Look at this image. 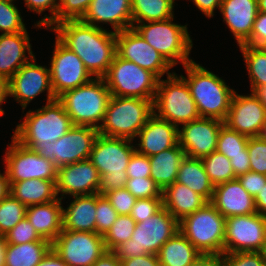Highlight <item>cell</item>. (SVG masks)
Segmentation results:
<instances>
[{
    "instance_id": "cell-1",
    "label": "cell",
    "mask_w": 266,
    "mask_h": 266,
    "mask_svg": "<svg viewBox=\"0 0 266 266\" xmlns=\"http://www.w3.org/2000/svg\"><path fill=\"white\" fill-rule=\"evenodd\" d=\"M56 38L83 62L94 78H102L116 55V32L83 23L66 20L50 27Z\"/></svg>"
},
{
    "instance_id": "cell-2",
    "label": "cell",
    "mask_w": 266,
    "mask_h": 266,
    "mask_svg": "<svg viewBox=\"0 0 266 266\" xmlns=\"http://www.w3.org/2000/svg\"><path fill=\"white\" fill-rule=\"evenodd\" d=\"M74 125L56 98L37 110H29L25 119L17 124L12 137L22 146L36 150L65 135Z\"/></svg>"
},
{
    "instance_id": "cell-3",
    "label": "cell",
    "mask_w": 266,
    "mask_h": 266,
    "mask_svg": "<svg viewBox=\"0 0 266 266\" xmlns=\"http://www.w3.org/2000/svg\"><path fill=\"white\" fill-rule=\"evenodd\" d=\"M184 68L188 78L180 76L189 86L200 117L225 121L235 90L195 61L185 64Z\"/></svg>"
},
{
    "instance_id": "cell-4",
    "label": "cell",
    "mask_w": 266,
    "mask_h": 266,
    "mask_svg": "<svg viewBox=\"0 0 266 266\" xmlns=\"http://www.w3.org/2000/svg\"><path fill=\"white\" fill-rule=\"evenodd\" d=\"M132 140L98 135L89 156L100 174L99 193L123 188L128 180L126 169L136 147Z\"/></svg>"
},
{
    "instance_id": "cell-5",
    "label": "cell",
    "mask_w": 266,
    "mask_h": 266,
    "mask_svg": "<svg viewBox=\"0 0 266 266\" xmlns=\"http://www.w3.org/2000/svg\"><path fill=\"white\" fill-rule=\"evenodd\" d=\"M111 92L103 78H93L90 82L68 90L57 99L63 104L72 124L88 126L97 130L102 124Z\"/></svg>"
},
{
    "instance_id": "cell-6",
    "label": "cell",
    "mask_w": 266,
    "mask_h": 266,
    "mask_svg": "<svg viewBox=\"0 0 266 266\" xmlns=\"http://www.w3.org/2000/svg\"><path fill=\"white\" fill-rule=\"evenodd\" d=\"M153 102L142 98L111 96L98 129L99 134L133 141L154 114Z\"/></svg>"
},
{
    "instance_id": "cell-7",
    "label": "cell",
    "mask_w": 266,
    "mask_h": 266,
    "mask_svg": "<svg viewBox=\"0 0 266 266\" xmlns=\"http://www.w3.org/2000/svg\"><path fill=\"white\" fill-rule=\"evenodd\" d=\"M177 231L179 222L162 207L149 219L136 223L131 239L119 244L112 252L120 260L146 254L157 255L163 244Z\"/></svg>"
},
{
    "instance_id": "cell-8",
    "label": "cell",
    "mask_w": 266,
    "mask_h": 266,
    "mask_svg": "<svg viewBox=\"0 0 266 266\" xmlns=\"http://www.w3.org/2000/svg\"><path fill=\"white\" fill-rule=\"evenodd\" d=\"M174 16L161 21L134 24L137 33L174 67L192 62L189 57L193 47L187 25L173 23Z\"/></svg>"
},
{
    "instance_id": "cell-9",
    "label": "cell",
    "mask_w": 266,
    "mask_h": 266,
    "mask_svg": "<svg viewBox=\"0 0 266 266\" xmlns=\"http://www.w3.org/2000/svg\"><path fill=\"white\" fill-rule=\"evenodd\" d=\"M226 218L210 203L179 221V231L203 255L224 254Z\"/></svg>"
},
{
    "instance_id": "cell-10",
    "label": "cell",
    "mask_w": 266,
    "mask_h": 266,
    "mask_svg": "<svg viewBox=\"0 0 266 266\" xmlns=\"http://www.w3.org/2000/svg\"><path fill=\"white\" fill-rule=\"evenodd\" d=\"M153 110L158 118L178 128L180 124L200 118L188 84L174 72L166 80L159 79Z\"/></svg>"
},
{
    "instance_id": "cell-11",
    "label": "cell",
    "mask_w": 266,
    "mask_h": 266,
    "mask_svg": "<svg viewBox=\"0 0 266 266\" xmlns=\"http://www.w3.org/2000/svg\"><path fill=\"white\" fill-rule=\"evenodd\" d=\"M111 96L154 100L159 78L149 70L115 55L102 77Z\"/></svg>"
},
{
    "instance_id": "cell-12",
    "label": "cell",
    "mask_w": 266,
    "mask_h": 266,
    "mask_svg": "<svg viewBox=\"0 0 266 266\" xmlns=\"http://www.w3.org/2000/svg\"><path fill=\"white\" fill-rule=\"evenodd\" d=\"M99 135L96 128L74 125L65 135L35 151L59 168L89 159L94 142Z\"/></svg>"
},
{
    "instance_id": "cell-13",
    "label": "cell",
    "mask_w": 266,
    "mask_h": 266,
    "mask_svg": "<svg viewBox=\"0 0 266 266\" xmlns=\"http://www.w3.org/2000/svg\"><path fill=\"white\" fill-rule=\"evenodd\" d=\"M4 162L10 182L30 179L57 180L56 164L39 155L35 150L22 146L12 137Z\"/></svg>"
},
{
    "instance_id": "cell-14",
    "label": "cell",
    "mask_w": 266,
    "mask_h": 266,
    "mask_svg": "<svg viewBox=\"0 0 266 266\" xmlns=\"http://www.w3.org/2000/svg\"><path fill=\"white\" fill-rule=\"evenodd\" d=\"M52 248L68 266H92L107 251L102 235L68 230H62Z\"/></svg>"
},
{
    "instance_id": "cell-15",
    "label": "cell",
    "mask_w": 266,
    "mask_h": 266,
    "mask_svg": "<svg viewBox=\"0 0 266 266\" xmlns=\"http://www.w3.org/2000/svg\"><path fill=\"white\" fill-rule=\"evenodd\" d=\"M266 241V216L259 213L226 218L224 253L258 252Z\"/></svg>"
},
{
    "instance_id": "cell-16",
    "label": "cell",
    "mask_w": 266,
    "mask_h": 266,
    "mask_svg": "<svg viewBox=\"0 0 266 266\" xmlns=\"http://www.w3.org/2000/svg\"><path fill=\"white\" fill-rule=\"evenodd\" d=\"M50 64L51 87L56 98L68 90L90 82L94 77L82 60L57 38Z\"/></svg>"
},
{
    "instance_id": "cell-17",
    "label": "cell",
    "mask_w": 266,
    "mask_h": 266,
    "mask_svg": "<svg viewBox=\"0 0 266 266\" xmlns=\"http://www.w3.org/2000/svg\"><path fill=\"white\" fill-rule=\"evenodd\" d=\"M116 55L149 70L159 79L165 73L173 74L169 72L172 66L134 28L116 32Z\"/></svg>"
},
{
    "instance_id": "cell-18",
    "label": "cell",
    "mask_w": 266,
    "mask_h": 266,
    "mask_svg": "<svg viewBox=\"0 0 266 266\" xmlns=\"http://www.w3.org/2000/svg\"><path fill=\"white\" fill-rule=\"evenodd\" d=\"M35 60V56L30 57V60L9 79V96L15 98L23 112L27 105L45 90L47 102L56 99L51 87L49 68L36 64Z\"/></svg>"
},
{
    "instance_id": "cell-19",
    "label": "cell",
    "mask_w": 266,
    "mask_h": 266,
    "mask_svg": "<svg viewBox=\"0 0 266 266\" xmlns=\"http://www.w3.org/2000/svg\"><path fill=\"white\" fill-rule=\"evenodd\" d=\"M224 121L200 117L178 128V144L187 157L202 158L216 151L218 135Z\"/></svg>"
},
{
    "instance_id": "cell-20",
    "label": "cell",
    "mask_w": 266,
    "mask_h": 266,
    "mask_svg": "<svg viewBox=\"0 0 266 266\" xmlns=\"http://www.w3.org/2000/svg\"><path fill=\"white\" fill-rule=\"evenodd\" d=\"M266 122V109L251 92L234 93L224 124L248 137H259Z\"/></svg>"
},
{
    "instance_id": "cell-21",
    "label": "cell",
    "mask_w": 266,
    "mask_h": 266,
    "mask_svg": "<svg viewBox=\"0 0 266 266\" xmlns=\"http://www.w3.org/2000/svg\"><path fill=\"white\" fill-rule=\"evenodd\" d=\"M100 174L89 159L58 168L56 191L62 200L65 196H82L99 193Z\"/></svg>"
},
{
    "instance_id": "cell-22",
    "label": "cell",
    "mask_w": 266,
    "mask_h": 266,
    "mask_svg": "<svg viewBox=\"0 0 266 266\" xmlns=\"http://www.w3.org/2000/svg\"><path fill=\"white\" fill-rule=\"evenodd\" d=\"M210 203L225 218L257 212L255 199L237 178L214 186Z\"/></svg>"
},
{
    "instance_id": "cell-23",
    "label": "cell",
    "mask_w": 266,
    "mask_h": 266,
    "mask_svg": "<svg viewBox=\"0 0 266 266\" xmlns=\"http://www.w3.org/2000/svg\"><path fill=\"white\" fill-rule=\"evenodd\" d=\"M81 21L95 27L110 23L114 32L133 28L131 0H93Z\"/></svg>"
},
{
    "instance_id": "cell-24",
    "label": "cell",
    "mask_w": 266,
    "mask_h": 266,
    "mask_svg": "<svg viewBox=\"0 0 266 266\" xmlns=\"http://www.w3.org/2000/svg\"><path fill=\"white\" fill-rule=\"evenodd\" d=\"M140 139L136 144L139 154L151 157L178 144V127L169 121L162 120L153 114L146 125L139 131Z\"/></svg>"
},
{
    "instance_id": "cell-25",
    "label": "cell",
    "mask_w": 266,
    "mask_h": 266,
    "mask_svg": "<svg viewBox=\"0 0 266 266\" xmlns=\"http://www.w3.org/2000/svg\"><path fill=\"white\" fill-rule=\"evenodd\" d=\"M219 10L238 46L243 45L251 36L258 14L257 0H222Z\"/></svg>"
},
{
    "instance_id": "cell-26",
    "label": "cell",
    "mask_w": 266,
    "mask_h": 266,
    "mask_svg": "<svg viewBox=\"0 0 266 266\" xmlns=\"http://www.w3.org/2000/svg\"><path fill=\"white\" fill-rule=\"evenodd\" d=\"M34 54L27 31L0 34V76L10 79Z\"/></svg>"
},
{
    "instance_id": "cell-27",
    "label": "cell",
    "mask_w": 266,
    "mask_h": 266,
    "mask_svg": "<svg viewBox=\"0 0 266 266\" xmlns=\"http://www.w3.org/2000/svg\"><path fill=\"white\" fill-rule=\"evenodd\" d=\"M62 200L50 201L27 207L26 218L42 239L53 243L62 232Z\"/></svg>"
},
{
    "instance_id": "cell-28",
    "label": "cell",
    "mask_w": 266,
    "mask_h": 266,
    "mask_svg": "<svg viewBox=\"0 0 266 266\" xmlns=\"http://www.w3.org/2000/svg\"><path fill=\"white\" fill-rule=\"evenodd\" d=\"M163 207L179 222L202 208L208 201L187 186L174 182L162 191Z\"/></svg>"
},
{
    "instance_id": "cell-29",
    "label": "cell",
    "mask_w": 266,
    "mask_h": 266,
    "mask_svg": "<svg viewBox=\"0 0 266 266\" xmlns=\"http://www.w3.org/2000/svg\"><path fill=\"white\" fill-rule=\"evenodd\" d=\"M67 208H63L62 230L96 232V193L73 196Z\"/></svg>"
},
{
    "instance_id": "cell-30",
    "label": "cell",
    "mask_w": 266,
    "mask_h": 266,
    "mask_svg": "<svg viewBox=\"0 0 266 266\" xmlns=\"http://www.w3.org/2000/svg\"><path fill=\"white\" fill-rule=\"evenodd\" d=\"M185 157V151L179 144L149 157L151 165L150 178L162 191L176 181L178 169Z\"/></svg>"
},
{
    "instance_id": "cell-31",
    "label": "cell",
    "mask_w": 266,
    "mask_h": 266,
    "mask_svg": "<svg viewBox=\"0 0 266 266\" xmlns=\"http://www.w3.org/2000/svg\"><path fill=\"white\" fill-rule=\"evenodd\" d=\"M10 195L28 206L57 200L56 181L30 179L10 182Z\"/></svg>"
},
{
    "instance_id": "cell-32",
    "label": "cell",
    "mask_w": 266,
    "mask_h": 266,
    "mask_svg": "<svg viewBox=\"0 0 266 266\" xmlns=\"http://www.w3.org/2000/svg\"><path fill=\"white\" fill-rule=\"evenodd\" d=\"M211 201L214 185L211 183L201 158L185 157L181 162L176 181Z\"/></svg>"
},
{
    "instance_id": "cell-33",
    "label": "cell",
    "mask_w": 266,
    "mask_h": 266,
    "mask_svg": "<svg viewBox=\"0 0 266 266\" xmlns=\"http://www.w3.org/2000/svg\"><path fill=\"white\" fill-rule=\"evenodd\" d=\"M200 255L180 231L166 241L157 253L161 266H189Z\"/></svg>"
},
{
    "instance_id": "cell-34",
    "label": "cell",
    "mask_w": 266,
    "mask_h": 266,
    "mask_svg": "<svg viewBox=\"0 0 266 266\" xmlns=\"http://www.w3.org/2000/svg\"><path fill=\"white\" fill-rule=\"evenodd\" d=\"M51 248L49 241L6 244L4 266H36Z\"/></svg>"
},
{
    "instance_id": "cell-35",
    "label": "cell",
    "mask_w": 266,
    "mask_h": 266,
    "mask_svg": "<svg viewBox=\"0 0 266 266\" xmlns=\"http://www.w3.org/2000/svg\"><path fill=\"white\" fill-rule=\"evenodd\" d=\"M175 0H131L132 25L166 20L174 15Z\"/></svg>"
},
{
    "instance_id": "cell-36",
    "label": "cell",
    "mask_w": 266,
    "mask_h": 266,
    "mask_svg": "<svg viewBox=\"0 0 266 266\" xmlns=\"http://www.w3.org/2000/svg\"><path fill=\"white\" fill-rule=\"evenodd\" d=\"M250 78L251 91L266 85V48L250 45L239 46Z\"/></svg>"
},
{
    "instance_id": "cell-37",
    "label": "cell",
    "mask_w": 266,
    "mask_h": 266,
    "mask_svg": "<svg viewBox=\"0 0 266 266\" xmlns=\"http://www.w3.org/2000/svg\"><path fill=\"white\" fill-rule=\"evenodd\" d=\"M201 160L205 171L214 186L237 178L231 166L230 159L224 154L214 151L211 154L202 157Z\"/></svg>"
},
{
    "instance_id": "cell-38",
    "label": "cell",
    "mask_w": 266,
    "mask_h": 266,
    "mask_svg": "<svg viewBox=\"0 0 266 266\" xmlns=\"http://www.w3.org/2000/svg\"><path fill=\"white\" fill-rule=\"evenodd\" d=\"M248 140V136L223 124L218 135L216 151L224 154L228 159L237 155H249L247 151Z\"/></svg>"
},
{
    "instance_id": "cell-39",
    "label": "cell",
    "mask_w": 266,
    "mask_h": 266,
    "mask_svg": "<svg viewBox=\"0 0 266 266\" xmlns=\"http://www.w3.org/2000/svg\"><path fill=\"white\" fill-rule=\"evenodd\" d=\"M27 206L12 195L0 201V235L5 236L18 222L26 217Z\"/></svg>"
},
{
    "instance_id": "cell-40",
    "label": "cell",
    "mask_w": 266,
    "mask_h": 266,
    "mask_svg": "<svg viewBox=\"0 0 266 266\" xmlns=\"http://www.w3.org/2000/svg\"><path fill=\"white\" fill-rule=\"evenodd\" d=\"M136 221L130 215H118L113 225L103 236L107 251L131 239Z\"/></svg>"
},
{
    "instance_id": "cell-41",
    "label": "cell",
    "mask_w": 266,
    "mask_h": 266,
    "mask_svg": "<svg viewBox=\"0 0 266 266\" xmlns=\"http://www.w3.org/2000/svg\"><path fill=\"white\" fill-rule=\"evenodd\" d=\"M14 3V0H0L1 34H13L27 31L21 14Z\"/></svg>"
},
{
    "instance_id": "cell-42",
    "label": "cell",
    "mask_w": 266,
    "mask_h": 266,
    "mask_svg": "<svg viewBox=\"0 0 266 266\" xmlns=\"http://www.w3.org/2000/svg\"><path fill=\"white\" fill-rule=\"evenodd\" d=\"M117 217L118 213L112 207L105 195L96 193V233L104 236Z\"/></svg>"
},
{
    "instance_id": "cell-43",
    "label": "cell",
    "mask_w": 266,
    "mask_h": 266,
    "mask_svg": "<svg viewBox=\"0 0 266 266\" xmlns=\"http://www.w3.org/2000/svg\"><path fill=\"white\" fill-rule=\"evenodd\" d=\"M125 188L136 198H162V190L150 178H128Z\"/></svg>"
},
{
    "instance_id": "cell-44",
    "label": "cell",
    "mask_w": 266,
    "mask_h": 266,
    "mask_svg": "<svg viewBox=\"0 0 266 266\" xmlns=\"http://www.w3.org/2000/svg\"><path fill=\"white\" fill-rule=\"evenodd\" d=\"M93 0H59L55 24L66 20H81Z\"/></svg>"
},
{
    "instance_id": "cell-45",
    "label": "cell",
    "mask_w": 266,
    "mask_h": 266,
    "mask_svg": "<svg viewBox=\"0 0 266 266\" xmlns=\"http://www.w3.org/2000/svg\"><path fill=\"white\" fill-rule=\"evenodd\" d=\"M247 151L250 158V171L266 175V140L249 137Z\"/></svg>"
},
{
    "instance_id": "cell-46",
    "label": "cell",
    "mask_w": 266,
    "mask_h": 266,
    "mask_svg": "<svg viewBox=\"0 0 266 266\" xmlns=\"http://www.w3.org/2000/svg\"><path fill=\"white\" fill-rule=\"evenodd\" d=\"M6 244H22L32 241H48L42 239L32 226L30 221L25 217L18 222L6 235Z\"/></svg>"
},
{
    "instance_id": "cell-47",
    "label": "cell",
    "mask_w": 266,
    "mask_h": 266,
    "mask_svg": "<svg viewBox=\"0 0 266 266\" xmlns=\"http://www.w3.org/2000/svg\"><path fill=\"white\" fill-rule=\"evenodd\" d=\"M25 6L32 10L33 12H36L37 14H42L46 9L51 13V16L45 15L44 18L39 20L35 25V27H47V29H50V26H54L55 24V18L57 17V9L59 2L58 0H24Z\"/></svg>"
},
{
    "instance_id": "cell-48",
    "label": "cell",
    "mask_w": 266,
    "mask_h": 266,
    "mask_svg": "<svg viewBox=\"0 0 266 266\" xmlns=\"http://www.w3.org/2000/svg\"><path fill=\"white\" fill-rule=\"evenodd\" d=\"M220 266H266L259 252H232L220 256Z\"/></svg>"
},
{
    "instance_id": "cell-49",
    "label": "cell",
    "mask_w": 266,
    "mask_h": 266,
    "mask_svg": "<svg viewBox=\"0 0 266 266\" xmlns=\"http://www.w3.org/2000/svg\"><path fill=\"white\" fill-rule=\"evenodd\" d=\"M104 195L118 215H130L137 200L125 187L108 191Z\"/></svg>"
},
{
    "instance_id": "cell-50",
    "label": "cell",
    "mask_w": 266,
    "mask_h": 266,
    "mask_svg": "<svg viewBox=\"0 0 266 266\" xmlns=\"http://www.w3.org/2000/svg\"><path fill=\"white\" fill-rule=\"evenodd\" d=\"M163 207L162 198L137 199L130 216L136 223L143 222L157 213Z\"/></svg>"
},
{
    "instance_id": "cell-51",
    "label": "cell",
    "mask_w": 266,
    "mask_h": 266,
    "mask_svg": "<svg viewBox=\"0 0 266 266\" xmlns=\"http://www.w3.org/2000/svg\"><path fill=\"white\" fill-rule=\"evenodd\" d=\"M128 178H146L151 176L149 157L139 154L137 151L131 156L126 169Z\"/></svg>"
},
{
    "instance_id": "cell-52",
    "label": "cell",
    "mask_w": 266,
    "mask_h": 266,
    "mask_svg": "<svg viewBox=\"0 0 266 266\" xmlns=\"http://www.w3.org/2000/svg\"><path fill=\"white\" fill-rule=\"evenodd\" d=\"M243 45L266 47V13L258 12L251 36Z\"/></svg>"
},
{
    "instance_id": "cell-53",
    "label": "cell",
    "mask_w": 266,
    "mask_h": 266,
    "mask_svg": "<svg viewBox=\"0 0 266 266\" xmlns=\"http://www.w3.org/2000/svg\"><path fill=\"white\" fill-rule=\"evenodd\" d=\"M242 187L253 197L266 185V175L257 172H247L237 177Z\"/></svg>"
},
{
    "instance_id": "cell-54",
    "label": "cell",
    "mask_w": 266,
    "mask_h": 266,
    "mask_svg": "<svg viewBox=\"0 0 266 266\" xmlns=\"http://www.w3.org/2000/svg\"><path fill=\"white\" fill-rule=\"evenodd\" d=\"M120 261L121 266H161L158 256L155 254H146Z\"/></svg>"
},
{
    "instance_id": "cell-55",
    "label": "cell",
    "mask_w": 266,
    "mask_h": 266,
    "mask_svg": "<svg viewBox=\"0 0 266 266\" xmlns=\"http://www.w3.org/2000/svg\"><path fill=\"white\" fill-rule=\"evenodd\" d=\"M230 162L236 177L250 172L249 155L233 156V158L230 159Z\"/></svg>"
},
{
    "instance_id": "cell-56",
    "label": "cell",
    "mask_w": 266,
    "mask_h": 266,
    "mask_svg": "<svg viewBox=\"0 0 266 266\" xmlns=\"http://www.w3.org/2000/svg\"><path fill=\"white\" fill-rule=\"evenodd\" d=\"M195 6L208 18L214 16V11L219 8L222 0H192ZM216 8V9H215Z\"/></svg>"
},
{
    "instance_id": "cell-57",
    "label": "cell",
    "mask_w": 266,
    "mask_h": 266,
    "mask_svg": "<svg viewBox=\"0 0 266 266\" xmlns=\"http://www.w3.org/2000/svg\"><path fill=\"white\" fill-rule=\"evenodd\" d=\"M36 266H68L57 252L51 248L41 262Z\"/></svg>"
},
{
    "instance_id": "cell-58",
    "label": "cell",
    "mask_w": 266,
    "mask_h": 266,
    "mask_svg": "<svg viewBox=\"0 0 266 266\" xmlns=\"http://www.w3.org/2000/svg\"><path fill=\"white\" fill-rule=\"evenodd\" d=\"M92 266H121V261L112 251H106Z\"/></svg>"
},
{
    "instance_id": "cell-59",
    "label": "cell",
    "mask_w": 266,
    "mask_h": 266,
    "mask_svg": "<svg viewBox=\"0 0 266 266\" xmlns=\"http://www.w3.org/2000/svg\"><path fill=\"white\" fill-rule=\"evenodd\" d=\"M189 266H220V256L202 254Z\"/></svg>"
},
{
    "instance_id": "cell-60",
    "label": "cell",
    "mask_w": 266,
    "mask_h": 266,
    "mask_svg": "<svg viewBox=\"0 0 266 266\" xmlns=\"http://www.w3.org/2000/svg\"><path fill=\"white\" fill-rule=\"evenodd\" d=\"M254 199L257 213L266 216V185L263 186Z\"/></svg>"
},
{
    "instance_id": "cell-61",
    "label": "cell",
    "mask_w": 266,
    "mask_h": 266,
    "mask_svg": "<svg viewBox=\"0 0 266 266\" xmlns=\"http://www.w3.org/2000/svg\"><path fill=\"white\" fill-rule=\"evenodd\" d=\"M11 184L5 169L4 173H0V201L10 195Z\"/></svg>"
},
{
    "instance_id": "cell-62",
    "label": "cell",
    "mask_w": 266,
    "mask_h": 266,
    "mask_svg": "<svg viewBox=\"0 0 266 266\" xmlns=\"http://www.w3.org/2000/svg\"><path fill=\"white\" fill-rule=\"evenodd\" d=\"M9 97V80L0 76V105ZM4 114V110L0 106V116Z\"/></svg>"
},
{
    "instance_id": "cell-63",
    "label": "cell",
    "mask_w": 266,
    "mask_h": 266,
    "mask_svg": "<svg viewBox=\"0 0 266 266\" xmlns=\"http://www.w3.org/2000/svg\"><path fill=\"white\" fill-rule=\"evenodd\" d=\"M254 96L260 100L264 108L266 109V85L259 88H255L251 91Z\"/></svg>"
},
{
    "instance_id": "cell-64",
    "label": "cell",
    "mask_w": 266,
    "mask_h": 266,
    "mask_svg": "<svg viewBox=\"0 0 266 266\" xmlns=\"http://www.w3.org/2000/svg\"><path fill=\"white\" fill-rule=\"evenodd\" d=\"M6 240L5 236L0 235V266H4Z\"/></svg>"
},
{
    "instance_id": "cell-65",
    "label": "cell",
    "mask_w": 266,
    "mask_h": 266,
    "mask_svg": "<svg viewBox=\"0 0 266 266\" xmlns=\"http://www.w3.org/2000/svg\"><path fill=\"white\" fill-rule=\"evenodd\" d=\"M258 12L266 13V0H257Z\"/></svg>"
},
{
    "instance_id": "cell-66",
    "label": "cell",
    "mask_w": 266,
    "mask_h": 266,
    "mask_svg": "<svg viewBox=\"0 0 266 266\" xmlns=\"http://www.w3.org/2000/svg\"><path fill=\"white\" fill-rule=\"evenodd\" d=\"M258 252L260 253L261 258L263 259V261L266 264V241L263 243V245L261 246V248Z\"/></svg>"
},
{
    "instance_id": "cell-67",
    "label": "cell",
    "mask_w": 266,
    "mask_h": 266,
    "mask_svg": "<svg viewBox=\"0 0 266 266\" xmlns=\"http://www.w3.org/2000/svg\"><path fill=\"white\" fill-rule=\"evenodd\" d=\"M260 137L263 138L264 140H266V122L263 126L262 132L260 134Z\"/></svg>"
}]
</instances>
